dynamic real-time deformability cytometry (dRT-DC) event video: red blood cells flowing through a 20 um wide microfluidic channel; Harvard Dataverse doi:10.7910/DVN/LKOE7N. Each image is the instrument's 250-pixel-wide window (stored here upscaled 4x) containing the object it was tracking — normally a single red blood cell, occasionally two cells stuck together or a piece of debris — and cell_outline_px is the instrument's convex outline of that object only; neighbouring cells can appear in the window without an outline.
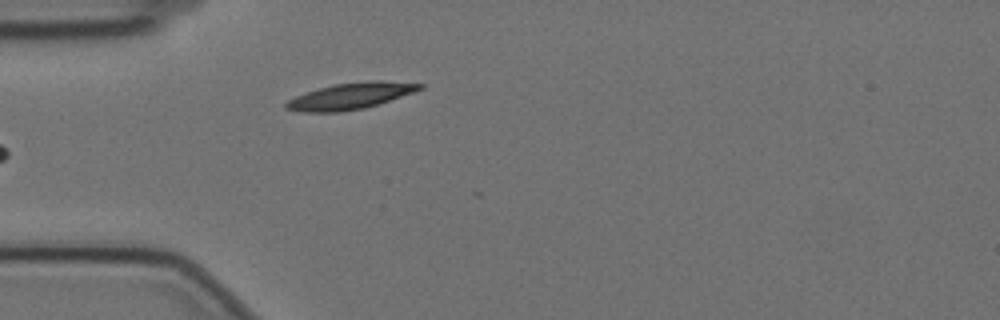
{"species": "Egyptian fruit bat (a non-hibernating species)", "species_latin": "Rousettus aegyptiacus", "temperature_condition": "cold", "stored_images_in_passage": 29, "camera_frame_rate_fps": 3000, "um_per_image_px": 0.085, "animal": {"sex": "female"}, "frame": {"image": 1, "passage_image": 2, "time_ms": 0.333, "image_size_px": [1000, 320], "cell_outline_px": [[424, 88], [364, 108], [340, 112], [300, 112], [284, 108], [284, 104], [288, 100], [296, 96], [320, 88], [336, 84], [368, 80], [380, 80], [424, 84]], "centroid_in_image_um": [29.76, 8.16], "position_along_channel_um": 55.2, "area_um2": 20.17}}
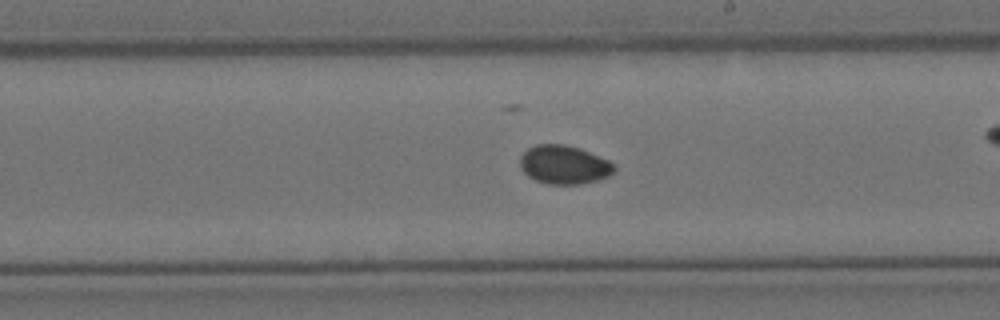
{"frame": {"image": 2, "passage_image": 15, "time_ms": 4.667, "image_size_px": [1000, 320], "cell_outline_px": [[616, 168], [608, 176], [596, 180], [580, 184], [548, 184], [536, 180], [528, 176], [520, 168], [520, 156], [528, 148], [536, 144], [564, 144], [580, 148], [608, 160], [616, 164]], "centroid_in_image_um": [47.93, 13.99], "position_along_channel_um": 241.1, "area_um2": 21.21}}
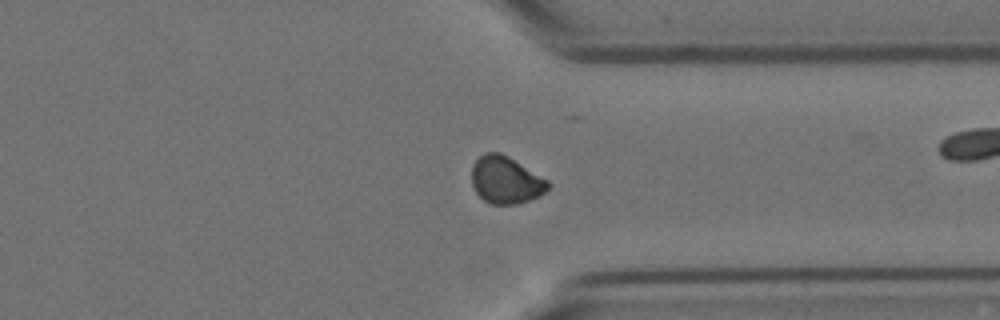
{"frame": {"image": 3, "passage_image": 26, "time_ms": 8.333, "image_size_px": [1000, 320], "cell_outline_px": [[548, 188], [540, 196], [516, 204], [488, 204], [476, 192], [472, 184], [472, 164], [484, 152], [500, 152], [508, 156], [548, 180]], "centroid_in_image_um": [42.96, 15.3], "position_along_channel_um": 368.4, "area_um2": 20.92}}